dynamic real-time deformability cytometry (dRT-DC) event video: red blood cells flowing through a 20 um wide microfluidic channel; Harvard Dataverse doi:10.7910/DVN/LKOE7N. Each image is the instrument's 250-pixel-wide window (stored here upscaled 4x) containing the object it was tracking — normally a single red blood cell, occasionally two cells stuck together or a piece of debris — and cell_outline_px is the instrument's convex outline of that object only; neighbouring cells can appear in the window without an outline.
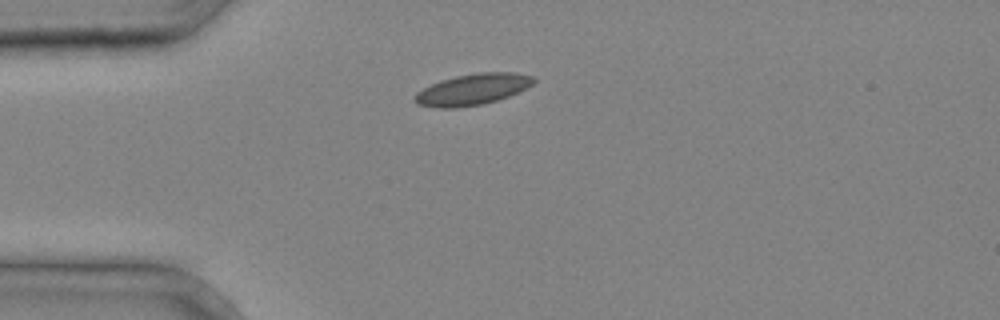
{"species": "common noctule bat (a hibernating species)", "species_latin": "Nyctalus noctula", "temperature_condition": "cold", "stored_images_in_passage": 2, "camera_frame_rate_fps": 3000, "um_per_image_px": 0.085, "animal": {"sex": "male", "body_mass_g": 20.4}, "frame": {"image": 1, "passage_image": 1, "time_ms": 0.0, "image_size_px": [1000, 320], "cell_outline_px": [[536, 80], [532, 84], [508, 96], [484, 104], [456, 108], [436, 108], [416, 104], [412, 100], [412, 96], [416, 92], [440, 80], [456, 76], [480, 72], [516, 72], [532, 76]], "centroid_in_image_um": [40.1, 7.61], "position_along_channel_um": 44.9, "area_um2": 21.62}}
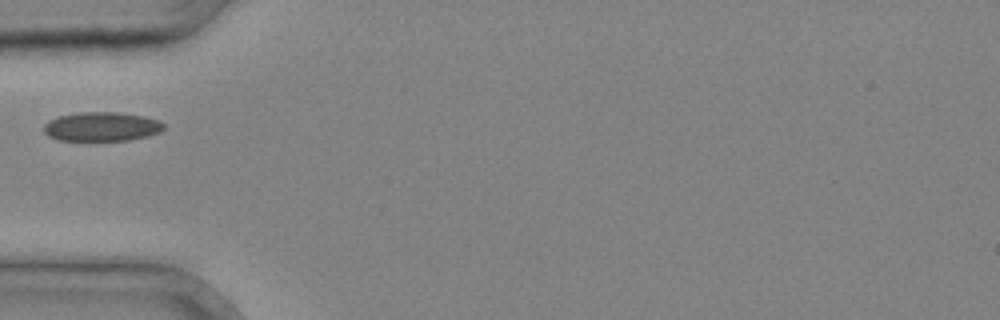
{"frame": {"image": 2, "passage_image": 2, "time_ms": 0.333, "image_size_px": [1000, 320], "cell_outline_px": [[164, 128], [160, 132], [148, 136], [128, 140], [56, 140], [48, 136], [44, 132], [44, 124], [48, 120], [60, 116], [80, 112], [116, 112], [144, 116], [156, 120], [164, 124]], "centroid_in_image_um": [8.62, 10.76], "position_along_channel_um": 76.4, "area_um2": 20.29}}